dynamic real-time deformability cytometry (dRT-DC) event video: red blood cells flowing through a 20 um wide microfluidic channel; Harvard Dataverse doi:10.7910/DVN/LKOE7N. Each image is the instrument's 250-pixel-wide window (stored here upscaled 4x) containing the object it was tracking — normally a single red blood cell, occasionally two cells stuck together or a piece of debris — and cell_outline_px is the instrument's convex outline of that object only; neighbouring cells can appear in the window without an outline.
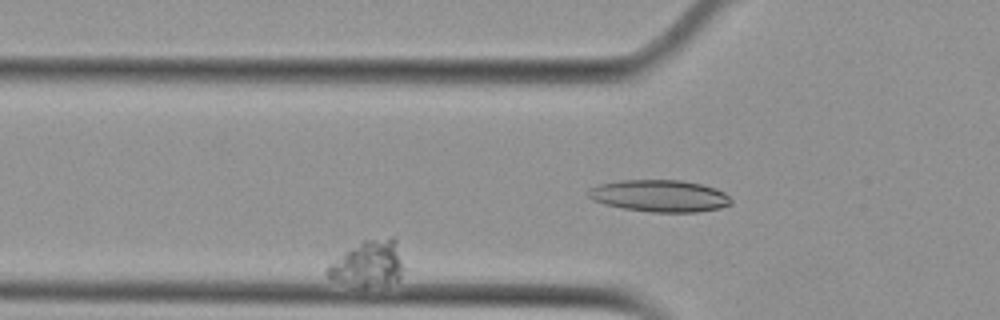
{"species": "Egyptian fruit bat (a non-hibernating species)", "species_latin": "Rousettus aegyptiacus", "temperature_condition": "cold", "stored_images_in_passage": 50, "camera_frame_rate_fps": 3000, "um_per_image_px": 0.085, "animal": {"sex": "female"}, "frame": {"image": 1, "passage_image": 17, "time_ms": 5.333, "image_size_px": [1000, 320], "cell_outline_px": [[404, 268], [400, 276], [396, 280], [364, 288], [328, 276], [324, 272], [324, 268], [328, 264], [344, 252], [364, 240], [392, 236], [396, 240]], "centroid_in_image_um": [31.3, 22.38], "position_along_channel_um": 94.5, "area_um2": 20.06}}
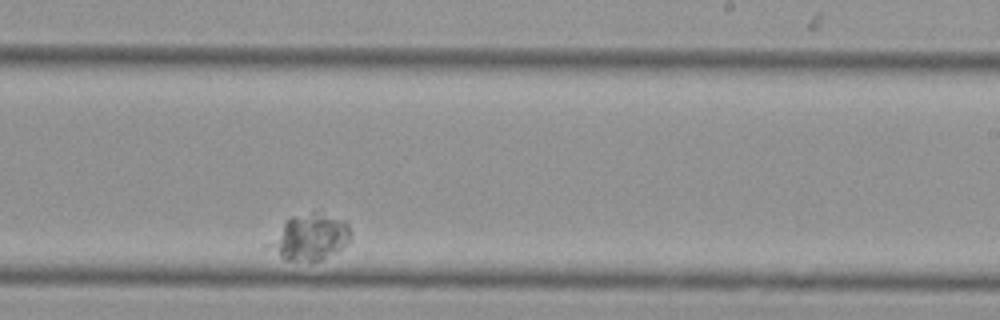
{"frame": {"image": 2, "passage_image": 38, "time_ms": 12.333, "image_size_px": [1000, 320], "cell_outline_px": [[352, 240], [336, 252], [320, 260], [284, 260], [260, 248], [292, 216], [316, 208], [348, 220], [352, 232]], "centroid_in_image_um": [26.33, 20.11], "position_along_channel_um": 262.7, "area_um2": 23.29}}
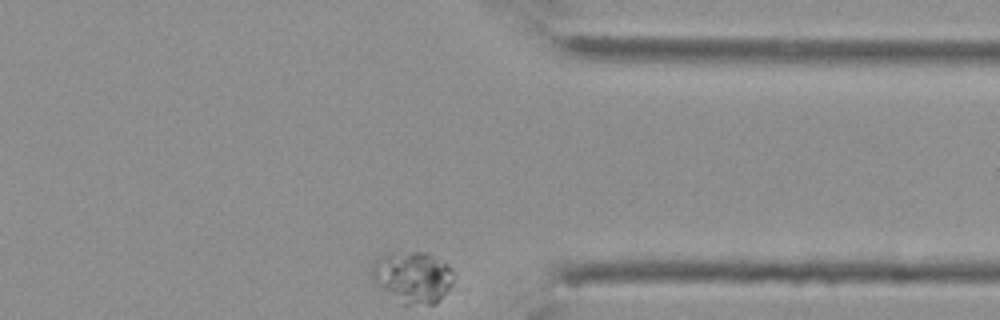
{"frame": {"image": 3, "passage_image": 50, "time_ms": 16.333, "image_size_px": [1000, 320], "cell_outline_px": [[452, 288], [436, 304], [404, 304], [380, 288], [376, 284], [372, 276], [372, 264], [380, 256], [388, 252], [428, 252], [448, 264], [452, 268]], "centroid_in_image_um": [35.11, 23.54], "position_along_channel_um": 376.3, "area_um2": 24.68}}